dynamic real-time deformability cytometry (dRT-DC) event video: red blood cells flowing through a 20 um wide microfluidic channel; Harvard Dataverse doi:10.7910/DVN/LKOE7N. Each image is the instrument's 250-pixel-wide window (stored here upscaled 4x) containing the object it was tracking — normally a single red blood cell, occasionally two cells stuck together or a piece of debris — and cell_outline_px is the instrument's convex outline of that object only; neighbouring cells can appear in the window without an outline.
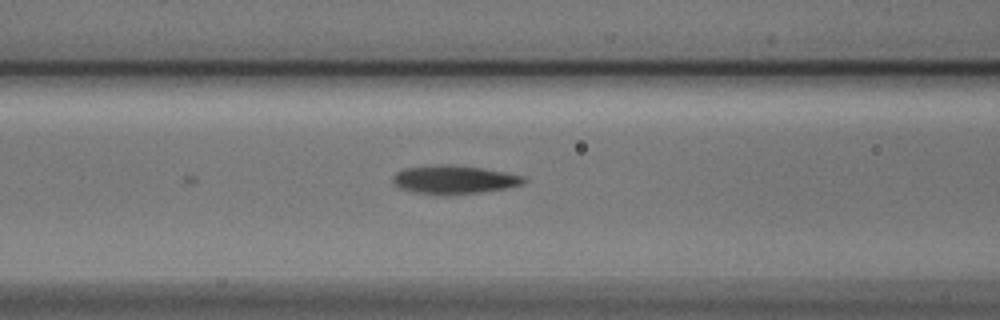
{"species": "Egyptian fruit bat (a non-hibernating species)", "species_latin": "Rousettus aegyptiacus", "temperature_condition": "cold", "stored_images_in_passage": 13, "camera_frame_rate_fps": 3000, "um_per_image_px": 0.085, "animal": {"sex": "male"}, "frame": {"image": 1, "passage_image": 13, "time_ms": 4.0, "image_size_px": [1000, 320], "cell_outline_px": [[528, 180], [524, 184], [504, 188], [480, 192], [416, 192], [400, 188], [392, 180], [392, 176], [396, 172], [404, 168], [436, 164], [452, 164], [480, 168], [504, 172], [524, 176]], "centroid_in_image_um": [38.61, 15.21], "position_along_channel_um": 128.0, "area_um2": 20.92}}